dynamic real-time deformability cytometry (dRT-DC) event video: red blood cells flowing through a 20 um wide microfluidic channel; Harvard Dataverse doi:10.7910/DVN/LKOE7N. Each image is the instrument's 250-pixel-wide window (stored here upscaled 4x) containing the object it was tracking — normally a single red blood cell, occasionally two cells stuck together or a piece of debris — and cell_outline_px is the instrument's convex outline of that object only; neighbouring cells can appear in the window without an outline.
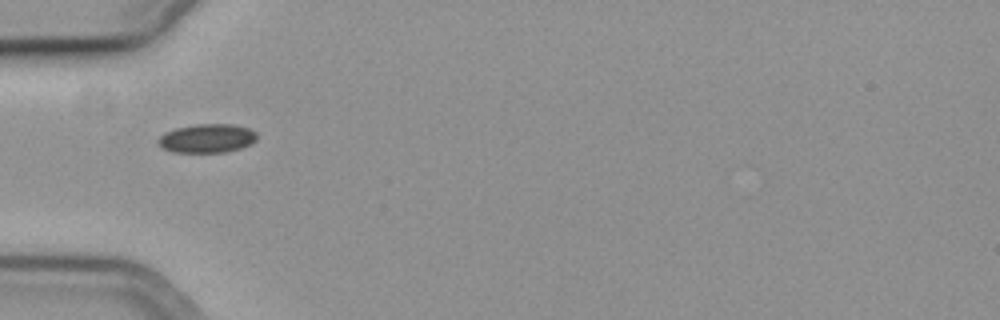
{"species": "common noctule bat (a hibernating species)", "species_latin": "Nyctalus noctula", "temperature_condition": "cold", "stored_images_in_passage": 37, "camera_frame_rate_fps": 3000, "um_per_image_px": 0.085, "animal": {"sex": "female", "body_mass_g": 19.3, "forearm_length_mm": 54.1}, "frame": {"image": 1, "passage_image": 1, "time_ms": 0.0, "image_size_px": [1000, 320], "cell_outline_px": [[256, 140], [252, 144], [228, 152], [172, 152], [164, 148], [156, 140], [164, 132], [176, 128], [196, 124], [232, 124], [248, 128], [256, 132]], "centroid_in_image_um": [17.61, 11.76], "position_along_channel_um": 67.4, "area_um2": 16.59}}
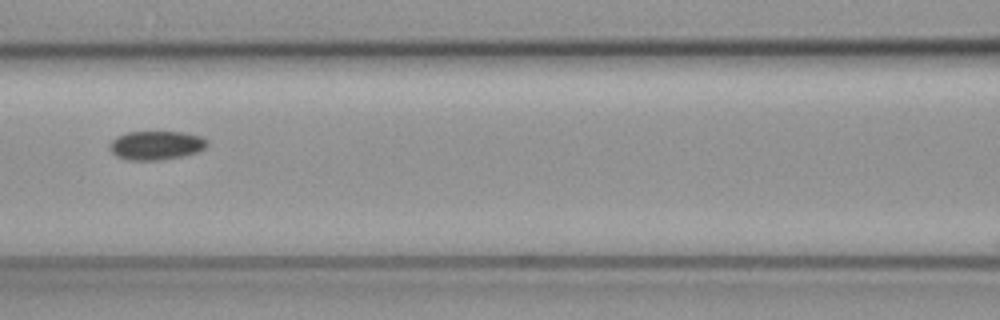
{"frame": {"image": 2, "passage_image": 8, "time_ms": 2.333, "image_size_px": [1000, 320], "cell_outline_px": [[208, 144], [204, 148], [196, 152], [180, 156], [156, 160], [128, 160], [116, 156], [108, 148], [108, 144], [116, 136], [128, 132], [184, 132], [200, 136], [208, 140]], "centroid_in_image_um": [13.23, 12.34], "position_along_channel_um": 153.4, "area_um2": 16.36}}
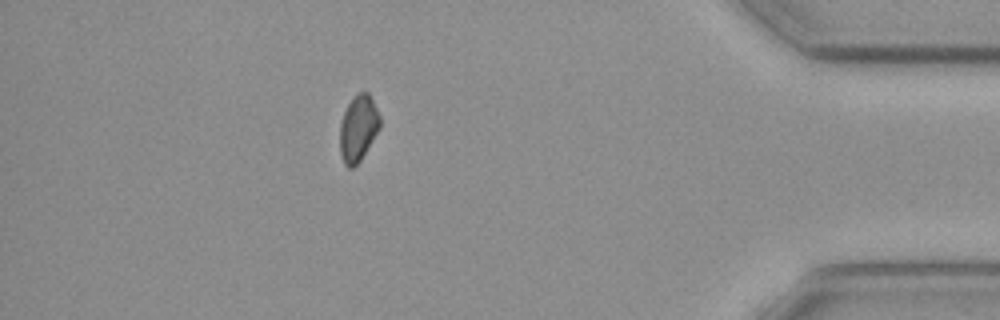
{"frame": {"image": 3, "passage_image": 32, "time_ms": 10.333, "image_size_px": [1000, 320], "cell_outline_px": [[380, 128], [360, 160], [352, 168], [348, 168], [344, 164], [340, 152], [340, 124], [344, 112], [348, 104], [360, 92], [368, 92], [380, 116]], "centroid_in_image_um": [30.44, 10.92], "position_along_channel_um": 404.8, "area_um2": 15.14}}